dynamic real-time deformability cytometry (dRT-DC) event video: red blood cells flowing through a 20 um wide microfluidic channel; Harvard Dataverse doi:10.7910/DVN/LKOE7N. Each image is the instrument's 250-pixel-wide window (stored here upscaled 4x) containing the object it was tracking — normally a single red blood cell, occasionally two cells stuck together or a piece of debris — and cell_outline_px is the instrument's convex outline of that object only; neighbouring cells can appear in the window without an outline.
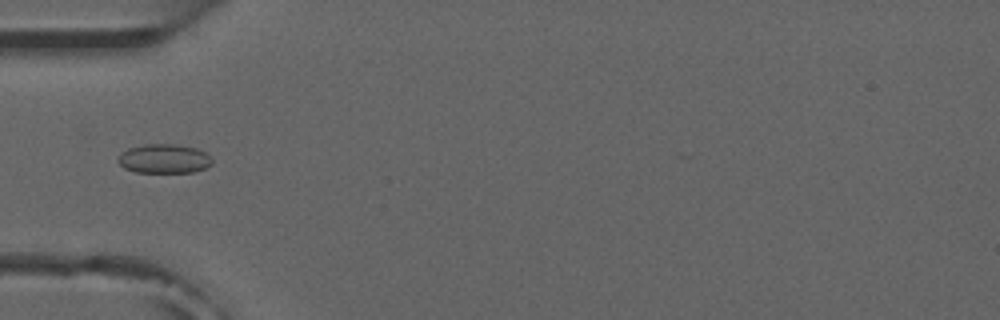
{"species": "common noctule bat (a hibernating species)", "species_latin": "Nyctalus noctula", "temperature_condition": "room temperature", "stored_images_in_passage": 6, "camera_frame_rate_fps": 3000, "um_per_image_px": 0.085, "animal": {"sex": "male", "forearm_length_mm": 52.5}, "frame": {"image": 1, "passage_image": 5, "time_ms": 5.0, "image_size_px": [1000, 320], "cell_outline_px": [[212, 164], [204, 168], [192, 172], [136, 172], [124, 168], [116, 160], [128, 148], [144, 144], [176, 144], [196, 148], [204, 152], [212, 160]], "centroid_in_image_um": [13.93, 13.49], "position_along_channel_um": 71.1, "area_um2": 15.84}}
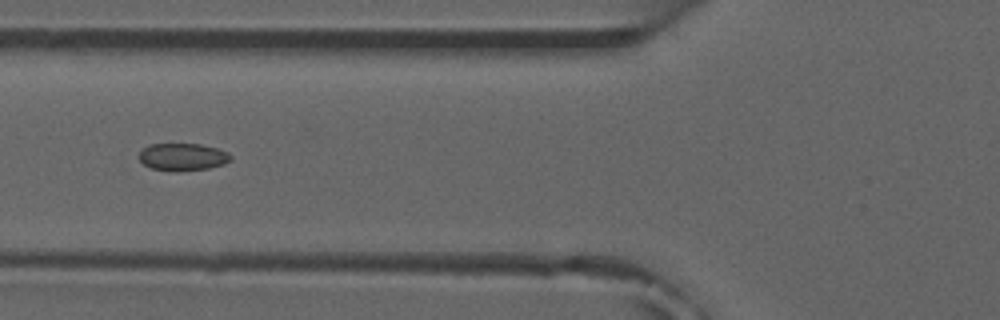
{"frame": {"image": 2, "passage_image": 6, "time_ms": 6.0, "image_size_px": [1000, 320], "cell_outline_px": [[232, 160], [224, 164], [208, 168], [180, 172], [176, 172], [152, 168], [144, 164], [140, 160], [140, 152], [148, 144], [200, 144], [216, 148], [228, 152], [232, 156]], "centroid_in_image_um": [15.56, 13.34], "position_along_channel_um": 110.2, "area_um2": 14.68}}